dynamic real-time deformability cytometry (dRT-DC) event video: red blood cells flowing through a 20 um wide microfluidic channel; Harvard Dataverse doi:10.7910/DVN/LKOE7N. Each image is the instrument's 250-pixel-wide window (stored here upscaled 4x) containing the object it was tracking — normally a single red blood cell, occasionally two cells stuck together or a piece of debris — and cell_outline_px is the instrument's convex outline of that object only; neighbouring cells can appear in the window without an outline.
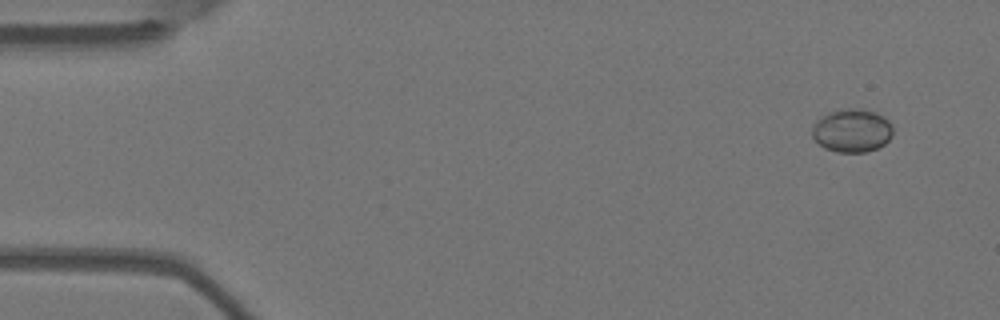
{"species": "Egyptian fruit bat (a non-hibernating species)", "species_latin": "Rousettus aegyptiacus", "temperature_condition": "warm", "stored_images_in_passage": 9, "camera_frame_rate_fps": 3000, "um_per_image_px": 0.085, "animal": {"sex": "female"}, "frame": {"image": 1, "passage_image": 1, "time_ms": 0.0, "image_size_px": [1000, 320], "cell_outline_px": [[892, 136], [884, 144], [876, 148], [864, 152], [836, 152], [824, 148], [812, 136], [812, 124], [828, 112], [840, 108], [864, 108], [876, 112], [884, 116], [892, 124]], "centroid_in_image_um": [72.42, 11.07], "position_along_channel_um": 12.6, "area_um2": 20.63}}
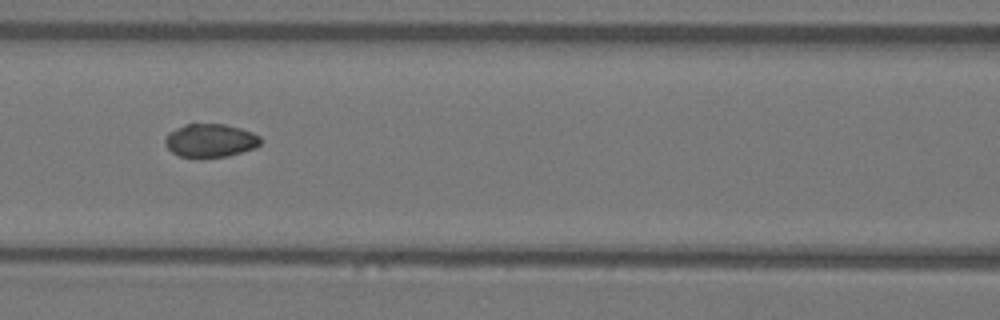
{"frame": {"image": 2, "passage_image": 6, "time_ms": 1.667, "image_size_px": [1000, 320], "cell_outline_px": [[264, 140], [256, 148], [228, 156], [180, 156], [172, 152], [168, 148], [164, 140], [168, 132], [176, 128], [188, 124], [224, 124], [240, 128], [252, 132], [260, 136]], "centroid_in_image_um": [17.92, 11.93], "position_along_channel_um": 148.7, "area_um2": 18.38}}
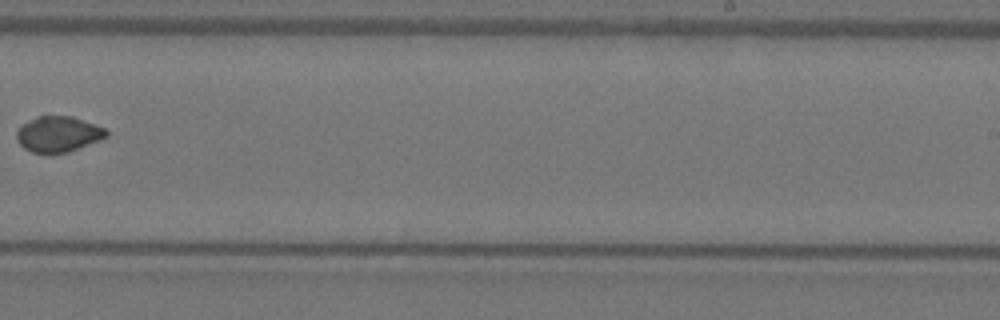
{"frame": {"image": 3, "passage_image": 9, "time_ms": 2.667, "image_size_px": [1000, 320], "cell_outline_px": [[108, 136], [68, 152], [32, 152], [24, 148], [16, 140], [16, 132], [24, 124], [40, 116], [72, 116], [104, 128], [108, 132]], "centroid_in_image_um": [4.95, 11.4], "position_along_channel_um": 284.1, "area_um2": 18.09}}